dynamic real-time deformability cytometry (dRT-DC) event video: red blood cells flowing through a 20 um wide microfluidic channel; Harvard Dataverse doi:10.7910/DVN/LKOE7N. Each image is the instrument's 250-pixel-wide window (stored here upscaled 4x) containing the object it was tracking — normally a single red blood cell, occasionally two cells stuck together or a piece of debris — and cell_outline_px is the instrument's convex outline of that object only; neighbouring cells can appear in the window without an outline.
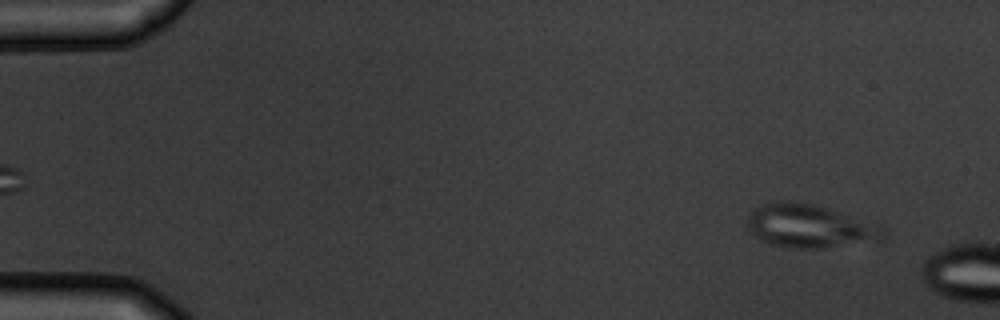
{"species": "common noctule bat (a hibernating species)", "species_latin": "Nyctalus noctula", "temperature_condition": "warm", "stored_images_in_passage": 3, "camera_frame_rate_fps": 3000, "um_per_image_px": 0.085, "animal": {"sex": "male", "body_mass_g": 19.5, "forearm_length_mm": 54.6}, "frame": {"image": 1, "passage_image": 1, "time_ms": 0.0, "image_size_px": [1000, 320], "cell_outline_px": [[888, 232], [884, 240], [820, 248], [792, 248], [772, 244], [760, 240], [748, 228], [748, 216], [760, 204], [780, 200], [792, 200], [812, 204], [828, 208], [884, 224]], "centroid_in_image_um": [68.93, 19.2], "position_along_channel_um": 16.1, "area_um2": 34.91}}